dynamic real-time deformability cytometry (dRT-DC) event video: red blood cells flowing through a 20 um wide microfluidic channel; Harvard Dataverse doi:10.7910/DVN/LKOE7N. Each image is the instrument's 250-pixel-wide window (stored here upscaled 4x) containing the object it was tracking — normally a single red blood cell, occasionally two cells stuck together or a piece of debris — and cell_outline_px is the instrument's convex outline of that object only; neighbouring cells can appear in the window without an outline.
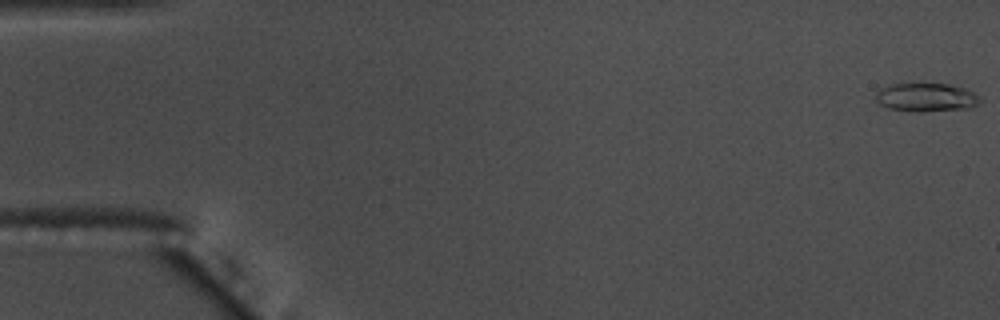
{"species": "common noctule bat (a hibernating species)", "species_latin": "Nyctalus noctula", "temperature_condition": "warm", "stored_images_in_passage": 57, "camera_frame_rate_fps": 3000, "um_per_image_px": 0.085, "animal": {"sex": "male", "body_mass_g": 17.5, "forearm_length_mm": 52.3}, "frame": {"image": 1, "passage_image": 1, "time_ms": 0.0, "image_size_px": [1000, 320], "cell_outline_px": [[980, 100], [976, 104], [968, 108], [916, 112], [912, 112], [888, 108], [880, 104], [876, 100], [876, 92], [892, 84], [920, 80], [948, 84], [964, 88], [972, 92]], "centroid_in_image_um": [78.66, 8.23], "position_along_channel_um": 6.3, "area_um2": 17.74}}
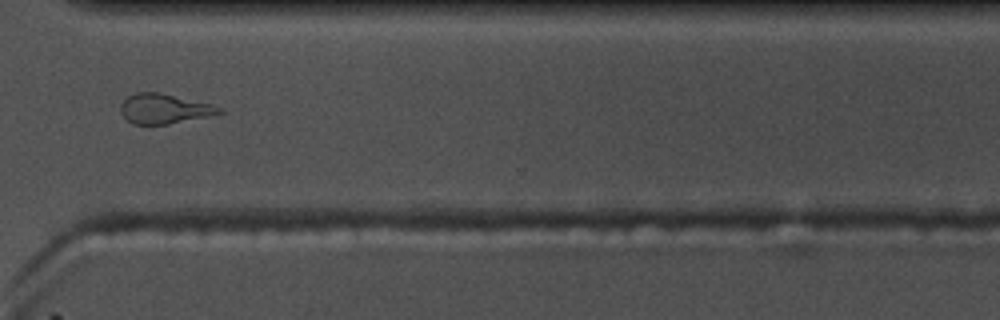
{"frame": {"image": 2, "passage_image": 43, "time_ms": 14.0, "image_size_px": [1000, 320], "cell_outline_px": [[224, 112], [168, 124], [132, 124], [120, 112], [120, 104], [128, 96], [136, 92], [160, 92], [212, 104], [224, 108]], "centroid_in_image_um": [13.94, 9.23], "position_along_channel_um": 356.7, "area_um2": 17.05}}
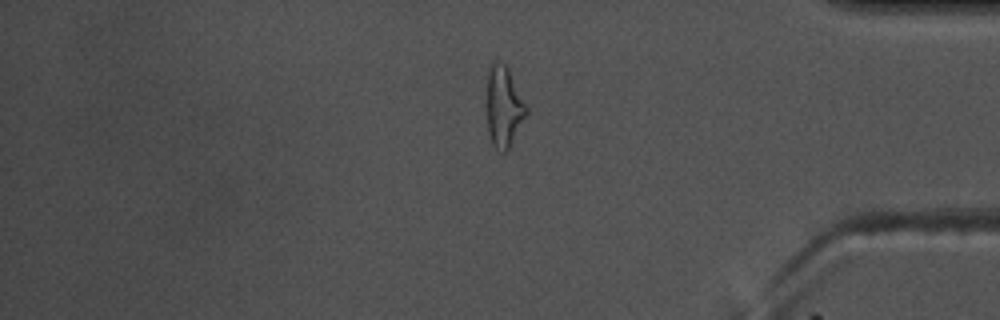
{"frame": {"image": 3, "passage_image": 48, "time_ms": 15.667, "image_size_px": [1000, 320], "cell_outline_px": [[528, 112], [508, 148], [504, 152], [500, 152], [492, 144], [488, 132], [488, 64], [492, 60], [500, 60], [508, 68], [528, 108]], "centroid_in_image_um": [42.82, 9.01], "position_along_channel_um": 392.4, "area_um2": 18.38}, "authors_computed_cell_mechanics": {"area_um2": 16.8198, "velocity_mm_per_s": 3.628, "shape_relaxation_time_tau1_ms": 4.5175, "shape_relaxation_time_tau2_ms": 1.5028, "deformation_change_tau1": 0.2127, "deformation_change_tau2": 0.126}}